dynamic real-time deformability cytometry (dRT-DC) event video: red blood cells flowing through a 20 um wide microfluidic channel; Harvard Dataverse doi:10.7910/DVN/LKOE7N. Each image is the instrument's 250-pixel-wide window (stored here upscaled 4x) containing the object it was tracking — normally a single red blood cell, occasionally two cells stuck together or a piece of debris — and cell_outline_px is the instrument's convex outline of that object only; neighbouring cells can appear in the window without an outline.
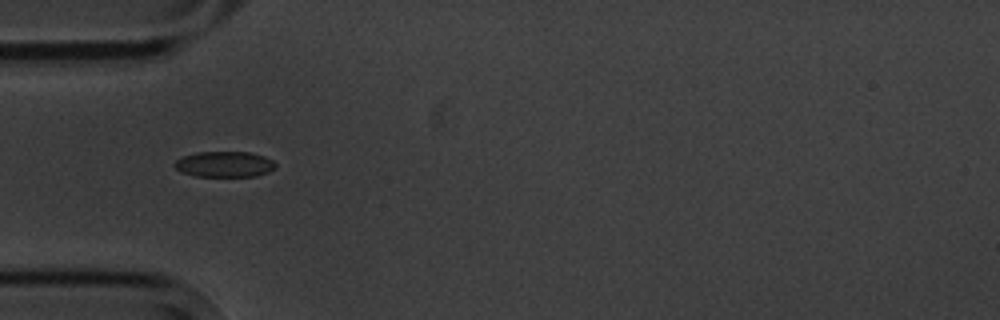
{"species": "common noctule bat (a hibernating species)", "species_latin": "Nyctalus noctula", "temperature_condition": "cold", "stored_images_in_passage": 5, "camera_frame_rate_fps": 3000, "um_per_image_px": 0.085, "animal": {"sex": "male", "body_mass_g": 20.1, "forearm_length_mm": 53.5}, "frame": {"image": 1, "passage_image": 1, "time_ms": 0.0, "image_size_px": [1000, 320], "cell_outline_px": [[276, 168], [268, 172], [256, 176], [196, 176], [180, 172], [172, 164], [176, 160], [184, 156], [196, 152], [248, 152], [264, 156], [272, 160], [276, 164]], "centroid_in_image_um": [19.07, 13.96], "position_along_channel_um": 65.9, "area_um2": 15.14}}
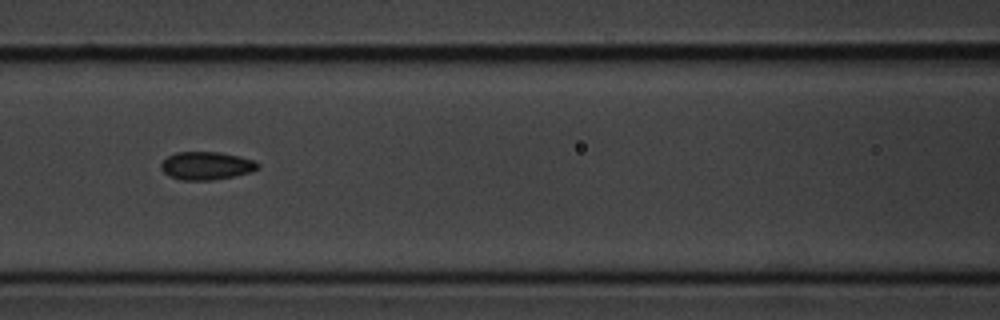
{"frame": {"image": 2, "passage_image": 3, "time_ms": 2.333, "image_size_px": [1000, 320], "cell_outline_px": [[260, 168], [248, 172], [232, 176], [212, 180], [180, 180], [168, 176], [160, 168], [160, 164], [168, 156], [176, 152], [220, 152], [240, 156], [252, 160], [260, 164]], "centroid_in_image_um": [17.51, 14.08], "position_along_channel_um": 149.1, "area_um2": 15.78}}
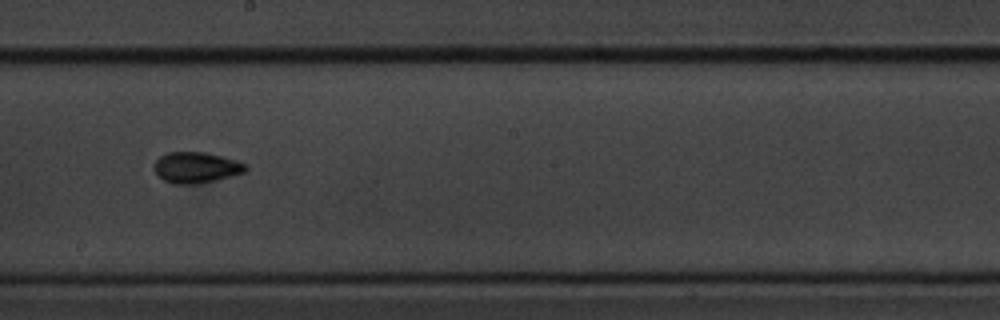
{"frame": {"image": 3, "passage_image": 5, "time_ms": 4.667, "image_size_px": [1000, 320], "cell_outline_px": [[248, 168], [244, 172], [232, 176], [200, 184], [172, 184], [164, 180], [152, 168], [152, 164], [160, 156], [168, 152], [204, 152], [236, 160], [248, 164]], "centroid_in_image_um": [16.67, 14.24], "position_along_channel_um": 231.5, "area_um2": 16.65}}